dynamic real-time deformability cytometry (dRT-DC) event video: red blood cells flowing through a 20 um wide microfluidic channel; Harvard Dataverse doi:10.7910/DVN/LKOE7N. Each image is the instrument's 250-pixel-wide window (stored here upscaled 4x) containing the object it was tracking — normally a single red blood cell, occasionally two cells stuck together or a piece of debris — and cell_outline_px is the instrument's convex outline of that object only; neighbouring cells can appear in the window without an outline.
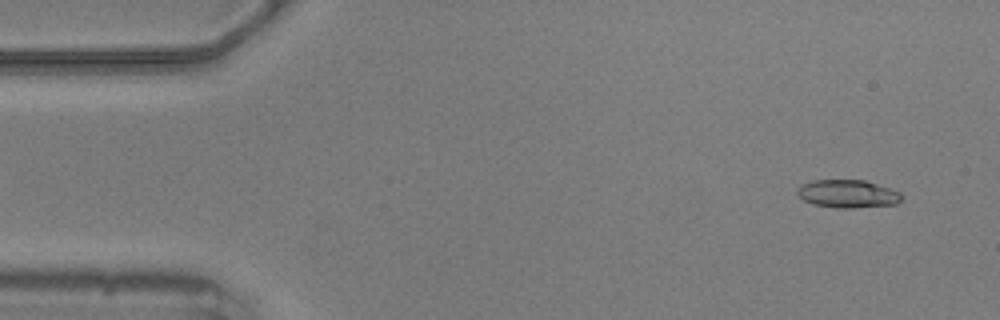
{"species": "common noctule bat (a hibernating species)", "species_latin": "Nyctalus noctula", "temperature_condition": "warm", "stored_images_in_passage": 56, "camera_frame_rate_fps": 3000, "um_per_image_px": 0.085, "animal": {"sex": "male", "body_mass_g": 20.5, "forearm_length_mm": 52.5}, "frame": {"image": 1, "passage_image": 4, "time_ms": 1.0, "image_size_px": [1000, 320], "cell_outline_px": [[904, 196], [896, 204], [852, 208], [836, 208], [812, 204], [804, 200], [796, 192], [800, 184], [812, 180], [864, 180], [900, 192]], "centroid_in_image_um": [72.03, 16.47], "position_along_channel_um": 13.0, "area_um2": 16.99}}
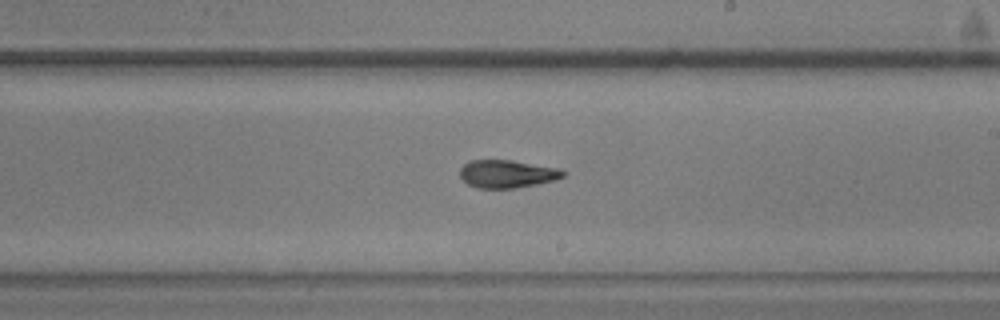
{"frame": {"image": 2, "passage_image": 32, "time_ms": 10.333, "image_size_px": [1000, 320], "cell_outline_px": [[568, 172], [564, 176], [556, 180], [516, 188], [476, 188], [468, 184], [460, 176], [460, 168], [464, 164], [472, 160], [512, 160], [560, 168]], "centroid_in_image_um": [43.14, 14.78], "position_along_channel_um": 245.9, "area_um2": 16.88}}
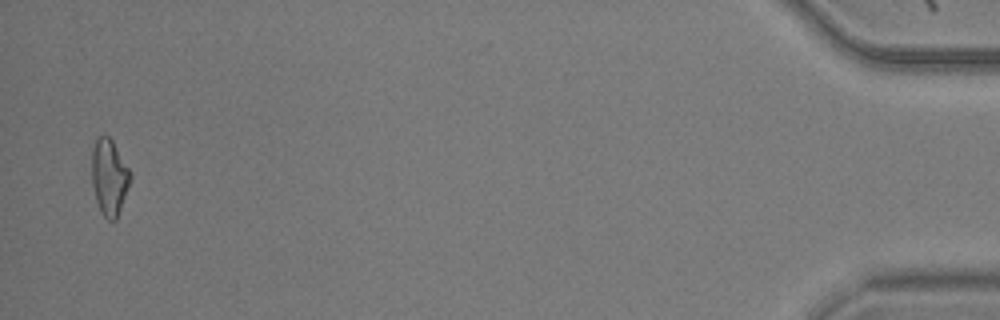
{"frame": {"image": 3, "passage_image": 55, "time_ms": 18.0, "image_size_px": [1000, 320], "cell_outline_px": [[132, 176], [128, 188], [116, 220], [108, 220], [100, 212], [96, 200], [92, 184], [92, 148], [96, 136], [108, 136], [112, 140], [132, 172]], "centroid_in_image_um": [9.29, 15.04], "position_along_channel_um": 425.9, "area_um2": 17.22}, "authors_computed_cell_mechanics": {"area_um2": 16.9932, "velocity_mm_per_s": 3.5805, "shape_relaxation_time_tau1_ms": 3.8734, "shape_relaxation_time_tau2_ms": 2.1143, "deformation_change_tau1": 0.1556, "deformation_change_tau2": 0.0997}}